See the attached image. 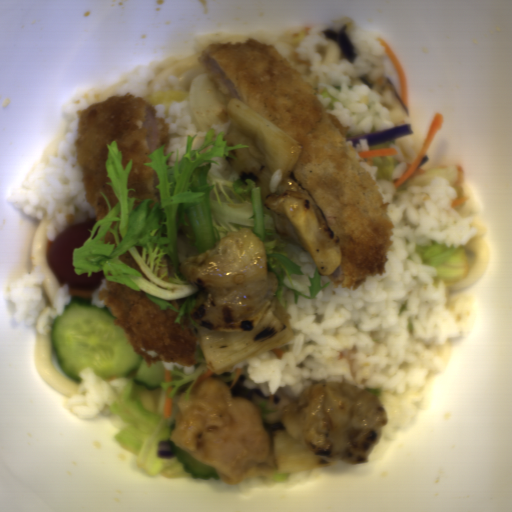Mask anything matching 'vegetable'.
I'll list each match as a JSON object with an SVG mask.
<instances>
[{"label":"vegetable","mask_w":512,"mask_h":512,"mask_svg":"<svg viewBox=\"0 0 512 512\" xmlns=\"http://www.w3.org/2000/svg\"><path fill=\"white\" fill-rule=\"evenodd\" d=\"M197 136V135H196ZM196 136L186 138L184 154H165L163 144L148 155L143 163L157 173V198L129 197L130 171L133 159L123 165L117 141L107 146L106 185L112 188L116 203L111 206L102 190L107 213L96 220L87 240L73 248L71 260L76 275L87 279L94 273L139 291L161 309L173 311L174 323L184 320L195 336L194 351L198 366L190 374L173 368L171 381L161 386L169 397L190 393L197 380L210 369L202 349L204 329L190 312L200 301L199 288L181 273L184 262L214 248L234 231L249 228L266 250V269L277 278V299L285 309L283 289H289L293 302L300 297L316 298L326 288L321 285L320 271L310 275L308 294L287 285L290 276H303L294 252L302 247L289 220L265 207L261 187L244 180L228 162L238 159L235 148L225 136L208 129L198 149ZM273 299V300H274Z\"/></svg>","instance_id":"obj_1"},{"label":"vegetable","mask_w":512,"mask_h":512,"mask_svg":"<svg viewBox=\"0 0 512 512\" xmlns=\"http://www.w3.org/2000/svg\"><path fill=\"white\" fill-rule=\"evenodd\" d=\"M166 390L147 389L132 378L121 389L118 399L110 406L111 413L119 422L115 434L116 445L130 453L140 470L148 475H160L173 480L193 478L175 454L172 458H160V441H172L170 430L177 424L180 413L178 400L172 397L171 415L165 418Z\"/></svg>","instance_id":"obj_2"},{"label":"vegetable","mask_w":512,"mask_h":512,"mask_svg":"<svg viewBox=\"0 0 512 512\" xmlns=\"http://www.w3.org/2000/svg\"><path fill=\"white\" fill-rule=\"evenodd\" d=\"M228 112L232 125L225 135L227 145L237 147L232 153L237 159L227 157V162L245 180L260 187L265 198L271 193L270 183L276 171L287 177L296 166L302 147L274 122L267 120L250 107L231 99Z\"/></svg>","instance_id":"obj_3"},{"label":"vegetable","mask_w":512,"mask_h":512,"mask_svg":"<svg viewBox=\"0 0 512 512\" xmlns=\"http://www.w3.org/2000/svg\"><path fill=\"white\" fill-rule=\"evenodd\" d=\"M291 320L276 298L250 332L216 330L201 333V349L207 368L219 375L255 355L290 343L293 337Z\"/></svg>","instance_id":"obj_4"},{"label":"vegetable","mask_w":512,"mask_h":512,"mask_svg":"<svg viewBox=\"0 0 512 512\" xmlns=\"http://www.w3.org/2000/svg\"><path fill=\"white\" fill-rule=\"evenodd\" d=\"M152 107L163 102L185 101L196 123L195 130L213 129L230 118L229 100L205 71L190 84L185 94L165 92L142 97Z\"/></svg>","instance_id":"obj_5"},{"label":"vegetable","mask_w":512,"mask_h":512,"mask_svg":"<svg viewBox=\"0 0 512 512\" xmlns=\"http://www.w3.org/2000/svg\"><path fill=\"white\" fill-rule=\"evenodd\" d=\"M414 250L423 263L435 269L433 283L440 280L453 284L464 278L469 272V260L466 246L448 247L437 240L430 245H415Z\"/></svg>","instance_id":"obj_6"},{"label":"vegetable","mask_w":512,"mask_h":512,"mask_svg":"<svg viewBox=\"0 0 512 512\" xmlns=\"http://www.w3.org/2000/svg\"><path fill=\"white\" fill-rule=\"evenodd\" d=\"M269 435L275 453V469L277 471L283 473L324 468L335 463L310 451L302 443L296 441L286 430H275Z\"/></svg>","instance_id":"obj_7"},{"label":"vegetable","mask_w":512,"mask_h":512,"mask_svg":"<svg viewBox=\"0 0 512 512\" xmlns=\"http://www.w3.org/2000/svg\"><path fill=\"white\" fill-rule=\"evenodd\" d=\"M458 177V166L434 167L427 171H422L419 177L410 179L392 195V201H397L401 195L410 187L425 186L433 178H445L448 185H454Z\"/></svg>","instance_id":"obj_8"},{"label":"vegetable","mask_w":512,"mask_h":512,"mask_svg":"<svg viewBox=\"0 0 512 512\" xmlns=\"http://www.w3.org/2000/svg\"><path fill=\"white\" fill-rule=\"evenodd\" d=\"M372 160V165L376 167L374 180H385L390 183L394 182L393 173L399 163L395 156L372 157Z\"/></svg>","instance_id":"obj_9"},{"label":"vegetable","mask_w":512,"mask_h":512,"mask_svg":"<svg viewBox=\"0 0 512 512\" xmlns=\"http://www.w3.org/2000/svg\"><path fill=\"white\" fill-rule=\"evenodd\" d=\"M375 149H391L390 141L385 143V144H380V145H375V146H370L369 145L368 151L369 150H375Z\"/></svg>","instance_id":"obj_10"}]
</instances>
